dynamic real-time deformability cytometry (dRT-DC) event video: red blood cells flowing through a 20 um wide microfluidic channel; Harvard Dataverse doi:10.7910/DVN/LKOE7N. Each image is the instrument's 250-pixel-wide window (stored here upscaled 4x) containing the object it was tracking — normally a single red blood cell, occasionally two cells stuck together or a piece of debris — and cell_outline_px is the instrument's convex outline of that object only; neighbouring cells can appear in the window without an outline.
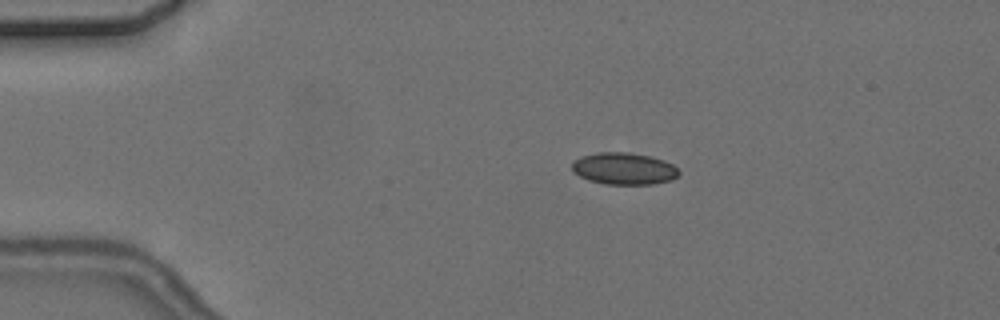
{"species": "common noctule bat (a hibernating species)", "species_latin": "Nyctalus noctula", "temperature_condition": "cold", "stored_images_in_passage": 4, "camera_frame_rate_fps": 3000, "um_per_image_px": 0.085, "animal": {"sex": "female", "body_mass_g": 24.6, "forearm_length_mm": 56.2}, "frame": {"image": 1, "passage_image": 2, "time_ms": 2.0, "image_size_px": [1000, 320], "cell_outline_px": [[680, 172], [672, 180], [652, 184], [604, 184], [588, 180], [572, 172], [572, 160], [580, 156], [596, 152], [628, 152], [648, 156], [664, 160], [672, 164]], "centroid_in_image_um": [52.98, 14.33], "position_along_channel_um": 32.0, "area_um2": 20.0}}
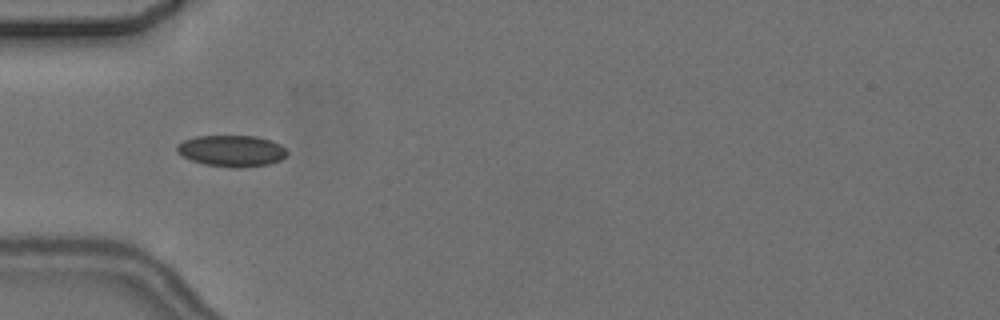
{"frame": {"image": 2, "passage_image": 3, "time_ms": 4.333, "image_size_px": [1000, 320], "cell_outline_px": [[288, 152], [280, 160], [268, 164], [240, 168], [232, 168], [204, 164], [192, 160], [176, 152], [176, 144], [184, 140], [196, 136], [256, 136], [272, 140], [280, 144]], "centroid_in_image_um": [19.68, 12.82], "position_along_channel_um": 65.3, "area_um2": 20.17}}